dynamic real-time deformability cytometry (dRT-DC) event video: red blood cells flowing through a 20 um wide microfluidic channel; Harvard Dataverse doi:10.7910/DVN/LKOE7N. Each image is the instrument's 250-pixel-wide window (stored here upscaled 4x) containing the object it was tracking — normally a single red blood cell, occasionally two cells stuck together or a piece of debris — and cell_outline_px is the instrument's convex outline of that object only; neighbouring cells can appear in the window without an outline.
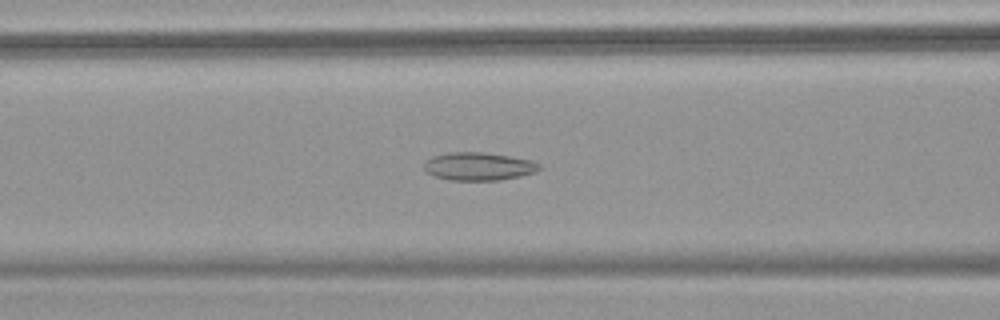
{"species": "common noctule bat (a hibernating species)", "species_latin": "Nyctalus noctula", "temperature_condition": "warm", "stored_images_in_passage": 54, "camera_frame_rate_fps": 3000, "um_per_image_px": 0.085, "animal": {"sex": "female", "body_mass_g": 18.4}, "frame": {"image": 1, "passage_image": 23, "time_ms": 7.333, "image_size_px": [1000, 320], "cell_outline_px": [[544, 168], [536, 172], [520, 176], [500, 180], [448, 180], [424, 172], [424, 164], [432, 156], [448, 152], [484, 152], [532, 160], [540, 164]], "centroid_in_image_um": [40.7, 14.14], "position_along_channel_um": 125.9, "area_um2": 18.96}}
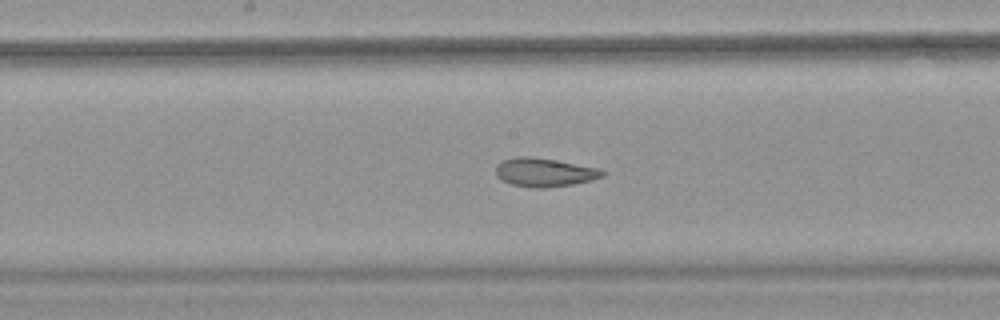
{"frame": {"image": 2, "passage_image": 29, "time_ms": 9.333, "image_size_px": [1000, 320], "cell_outline_px": [[604, 176], [592, 180], [572, 184], [544, 188], [532, 188], [512, 184], [500, 180], [496, 176], [496, 164], [504, 160], [516, 156], [532, 156], [556, 160], [600, 168], [604, 172]], "centroid_in_image_um": [46.25, 14.64], "position_along_channel_um": 201.9, "area_um2": 17.92}}
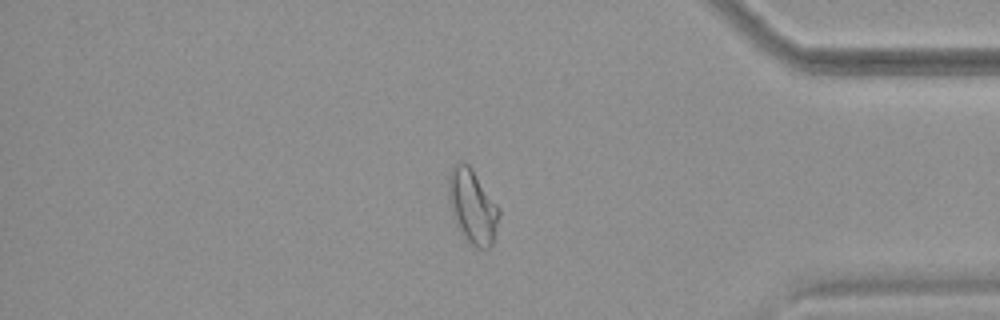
{"frame": {"image": 3, "passage_image": 46, "time_ms": 15.0, "image_size_px": [1000, 320], "cell_outline_px": [[500, 212], [492, 244], [488, 248], [476, 248], [464, 236], [456, 224], [452, 216], [448, 196], [448, 176], [452, 168], [460, 160], [468, 164], [472, 168], [500, 208]], "centroid_in_image_um": [40.15, 17.51], "position_along_channel_um": 395.1, "area_um2": 21.73}, "authors_computed_cell_mechanics": {"area_um2": 21.8195, "velocity_mm_per_s": 3.8117, "shape_relaxation_time_tau1_ms": null, "shape_relaxation_time_tau2_ms": 2.2463, "deformation_change_tau1": null, "deformation_change_tau2": 0.0912}}